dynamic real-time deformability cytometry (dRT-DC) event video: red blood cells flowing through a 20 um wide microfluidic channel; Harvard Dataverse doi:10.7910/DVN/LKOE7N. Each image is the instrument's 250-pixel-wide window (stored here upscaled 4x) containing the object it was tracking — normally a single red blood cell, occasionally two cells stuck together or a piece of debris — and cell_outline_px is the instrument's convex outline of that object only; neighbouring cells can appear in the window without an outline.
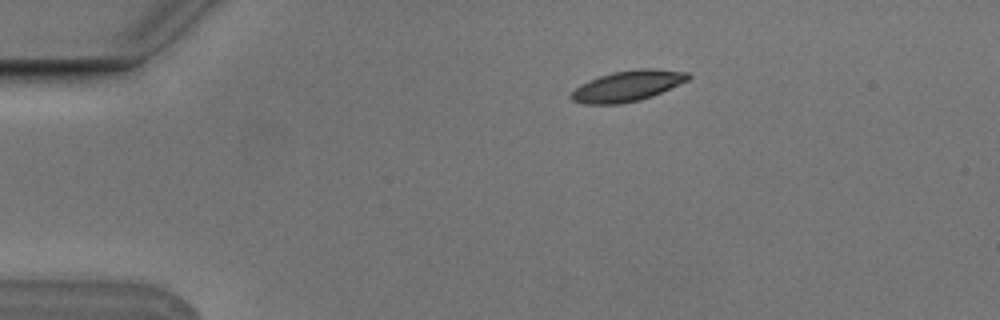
{"species": "Egyptian fruit bat (a non-hibernating species)", "species_latin": "Rousettus aegyptiacus", "temperature_condition": "cold", "stored_images_in_passage": 2, "camera_frame_rate_fps": 3000, "um_per_image_px": 0.085, "animal": {"sex": "male"}, "frame": {"image": 1, "passage_image": 1, "time_ms": 0.0, "image_size_px": [1000, 320], "cell_outline_px": [[692, 76], [688, 80], [652, 96], [640, 100], [620, 104], [584, 104], [572, 100], [568, 96], [580, 84], [588, 80], [612, 72], [636, 68], [656, 68], [688, 72]], "centroid_in_image_um": [53.34, 7.29], "position_along_channel_um": 31.7, "area_um2": 21.1}}